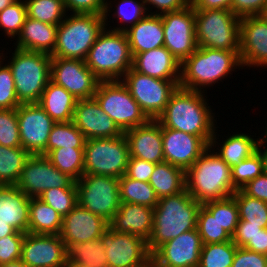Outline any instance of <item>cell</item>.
<instances>
[{
    "label": "cell",
    "mask_w": 267,
    "mask_h": 267,
    "mask_svg": "<svg viewBox=\"0 0 267 267\" xmlns=\"http://www.w3.org/2000/svg\"><path fill=\"white\" fill-rule=\"evenodd\" d=\"M243 248L267 256V228L260 230V233H258L252 240H249Z\"/></svg>",
    "instance_id": "cell-59"
},
{
    "label": "cell",
    "mask_w": 267,
    "mask_h": 267,
    "mask_svg": "<svg viewBox=\"0 0 267 267\" xmlns=\"http://www.w3.org/2000/svg\"><path fill=\"white\" fill-rule=\"evenodd\" d=\"M67 260L93 267H108L104 237L71 244L67 248Z\"/></svg>",
    "instance_id": "cell-34"
},
{
    "label": "cell",
    "mask_w": 267,
    "mask_h": 267,
    "mask_svg": "<svg viewBox=\"0 0 267 267\" xmlns=\"http://www.w3.org/2000/svg\"><path fill=\"white\" fill-rule=\"evenodd\" d=\"M201 205L186 189L179 194L159 198L154 208L153 230L147 241L150 254L167 241L196 229Z\"/></svg>",
    "instance_id": "cell-2"
},
{
    "label": "cell",
    "mask_w": 267,
    "mask_h": 267,
    "mask_svg": "<svg viewBox=\"0 0 267 267\" xmlns=\"http://www.w3.org/2000/svg\"><path fill=\"white\" fill-rule=\"evenodd\" d=\"M21 261L28 267H64L67 248L60 235L25 233Z\"/></svg>",
    "instance_id": "cell-19"
},
{
    "label": "cell",
    "mask_w": 267,
    "mask_h": 267,
    "mask_svg": "<svg viewBox=\"0 0 267 267\" xmlns=\"http://www.w3.org/2000/svg\"><path fill=\"white\" fill-rule=\"evenodd\" d=\"M17 0H0V12L3 11L7 6L12 5Z\"/></svg>",
    "instance_id": "cell-63"
},
{
    "label": "cell",
    "mask_w": 267,
    "mask_h": 267,
    "mask_svg": "<svg viewBox=\"0 0 267 267\" xmlns=\"http://www.w3.org/2000/svg\"><path fill=\"white\" fill-rule=\"evenodd\" d=\"M237 247L232 240L203 244L198 267H231Z\"/></svg>",
    "instance_id": "cell-40"
},
{
    "label": "cell",
    "mask_w": 267,
    "mask_h": 267,
    "mask_svg": "<svg viewBox=\"0 0 267 267\" xmlns=\"http://www.w3.org/2000/svg\"><path fill=\"white\" fill-rule=\"evenodd\" d=\"M109 227L108 221L77 204L63 217L60 237L66 248L71 244L98 240Z\"/></svg>",
    "instance_id": "cell-22"
},
{
    "label": "cell",
    "mask_w": 267,
    "mask_h": 267,
    "mask_svg": "<svg viewBox=\"0 0 267 267\" xmlns=\"http://www.w3.org/2000/svg\"><path fill=\"white\" fill-rule=\"evenodd\" d=\"M238 206L239 220L267 228V203L236 190L232 195Z\"/></svg>",
    "instance_id": "cell-41"
},
{
    "label": "cell",
    "mask_w": 267,
    "mask_h": 267,
    "mask_svg": "<svg viewBox=\"0 0 267 267\" xmlns=\"http://www.w3.org/2000/svg\"><path fill=\"white\" fill-rule=\"evenodd\" d=\"M231 267H267V256L237 247Z\"/></svg>",
    "instance_id": "cell-52"
},
{
    "label": "cell",
    "mask_w": 267,
    "mask_h": 267,
    "mask_svg": "<svg viewBox=\"0 0 267 267\" xmlns=\"http://www.w3.org/2000/svg\"><path fill=\"white\" fill-rule=\"evenodd\" d=\"M105 28L103 15L71 14L58 25L52 58L84 60L90 48Z\"/></svg>",
    "instance_id": "cell-6"
},
{
    "label": "cell",
    "mask_w": 267,
    "mask_h": 267,
    "mask_svg": "<svg viewBox=\"0 0 267 267\" xmlns=\"http://www.w3.org/2000/svg\"><path fill=\"white\" fill-rule=\"evenodd\" d=\"M148 183L158 198L176 195L186 189L185 171L168 162L155 164Z\"/></svg>",
    "instance_id": "cell-32"
},
{
    "label": "cell",
    "mask_w": 267,
    "mask_h": 267,
    "mask_svg": "<svg viewBox=\"0 0 267 267\" xmlns=\"http://www.w3.org/2000/svg\"><path fill=\"white\" fill-rule=\"evenodd\" d=\"M85 136L74 125L73 121L55 123L49 135L46 155L54 149L62 147L84 148Z\"/></svg>",
    "instance_id": "cell-39"
},
{
    "label": "cell",
    "mask_w": 267,
    "mask_h": 267,
    "mask_svg": "<svg viewBox=\"0 0 267 267\" xmlns=\"http://www.w3.org/2000/svg\"><path fill=\"white\" fill-rule=\"evenodd\" d=\"M0 145L22 146L16 109H0Z\"/></svg>",
    "instance_id": "cell-49"
},
{
    "label": "cell",
    "mask_w": 267,
    "mask_h": 267,
    "mask_svg": "<svg viewBox=\"0 0 267 267\" xmlns=\"http://www.w3.org/2000/svg\"><path fill=\"white\" fill-rule=\"evenodd\" d=\"M240 190L249 197L267 203V173L263 172L261 175L248 182Z\"/></svg>",
    "instance_id": "cell-57"
},
{
    "label": "cell",
    "mask_w": 267,
    "mask_h": 267,
    "mask_svg": "<svg viewBox=\"0 0 267 267\" xmlns=\"http://www.w3.org/2000/svg\"><path fill=\"white\" fill-rule=\"evenodd\" d=\"M76 188L78 204L108 222L120 207L119 178L83 174Z\"/></svg>",
    "instance_id": "cell-12"
},
{
    "label": "cell",
    "mask_w": 267,
    "mask_h": 267,
    "mask_svg": "<svg viewBox=\"0 0 267 267\" xmlns=\"http://www.w3.org/2000/svg\"><path fill=\"white\" fill-rule=\"evenodd\" d=\"M202 245L197 228L182 233L151 254V267H198Z\"/></svg>",
    "instance_id": "cell-18"
},
{
    "label": "cell",
    "mask_w": 267,
    "mask_h": 267,
    "mask_svg": "<svg viewBox=\"0 0 267 267\" xmlns=\"http://www.w3.org/2000/svg\"><path fill=\"white\" fill-rule=\"evenodd\" d=\"M58 25L47 24L27 17L15 43L17 49L52 55Z\"/></svg>",
    "instance_id": "cell-28"
},
{
    "label": "cell",
    "mask_w": 267,
    "mask_h": 267,
    "mask_svg": "<svg viewBox=\"0 0 267 267\" xmlns=\"http://www.w3.org/2000/svg\"><path fill=\"white\" fill-rule=\"evenodd\" d=\"M121 81L150 120H156L163 113L180 83V80L150 77L133 68L122 77Z\"/></svg>",
    "instance_id": "cell-11"
},
{
    "label": "cell",
    "mask_w": 267,
    "mask_h": 267,
    "mask_svg": "<svg viewBox=\"0 0 267 267\" xmlns=\"http://www.w3.org/2000/svg\"><path fill=\"white\" fill-rule=\"evenodd\" d=\"M26 18L25 1L17 0L0 12V27L8 38H14L20 34Z\"/></svg>",
    "instance_id": "cell-47"
},
{
    "label": "cell",
    "mask_w": 267,
    "mask_h": 267,
    "mask_svg": "<svg viewBox=\"0 0 267 267\" xmlns=\"http://www.w3.org/2000/svg\"><path fill=\"white\" fill-rule=\"evenodd\" d=\"M217 130L215 129L214 135L211 139L210 147L214 151H217V155L225 161L230 167L238 165L244 159L250 157L253 153L257 151V146L259 139L252 138V135L244 133H233L228 136L225 141L222 140L220 144L218 143ZM217 143V144H216ZM219 144V145H218ZM218 148L215 149V147ZM220 146V147H219ZM214 147V148H213ZM220 148V149H219Z\"/></svg>",
    "instance_id": "cell-31"
},
{
    "label": "cell",
    "mask_w": 267,
    "mask_h": 267,
    "mask_svg": "<svg viewBox=\"0 0 267 267\" xmlns=\"http://www.w3.org/2000/svg\"><path fill=\"white\" fill-rule=\"evenodd\" d=\"M7 61L10 67L17 99L20 103H38L50 81L51 55L15 48Z\"/></svg>",
    "instance_id": "cell-7"
},
{
    "label": "cell",
    "mask_w": 267,
    "mask_h": 267,
    "mask_svg": "<svg viewBox=\"0 0 267 267\" xmlns=\"http://www.w3.org/2000/svg\"><path fill=\"white\" fill-rule=\"evenodd\" d=\"M50 81L64 87L77 100L93 98L101 81L84 60L52 58Z\"/></svg>",
    "instance_id": "cell-15"
},
{
    "label": "cell",
    "mask_w": 267,
    "mask_h": 267,
    "mask_svg": "<svg viewBox=\"0 0 267 267\" xmlns=\"http://www.w3.org/2000/svg\"><path fill=\"white\" fill-rule=\"evenodd\" d=\"M263 228L260 225L249 224L248 221L239 220L231 240L238 246L244 247L249 240H252Z\"/></svg>",
    "instance_id": "cell-55"
},
{
    "label": "cell",
    "mask_w": 267,
    "mask_h": 267,
    "mask_svg": "<svg viewBox=\"0 0 267 267\" xmlns=\"http://www.w3.org/2000/svg\"><path fill=\"white\" fill-rule=\"evenodd\" d=\"M261 146L265 147L266 149L263 147L261 148ZM261 149H263V151ZM257 151L260 153V156H261L262 161H263V171H264V173H267V146H266V144L258 143Z\"/></svg>",
    "instance_id": "cell-61"
},
{
    "label": "cell",
    "mask_w": 267,
    "mask_h": 267,
    "mask_svg": "<svg viewBox=\"0 0 267 267\" xmlns=\"http://www.w3.org/2000/svg\"><path fill=\"white\" fill-rule=\"evenodd\" d=\"M30 198L16 185H0V220L27 233Z\"/></svg>",
    "instance_id": "cell-27"
},
{
    "label": "cell",
    "mask_w": 267,
    "mask_h": 267,
    "mask_svg": "<svg viewBox=\"0 0 267 267\" xmlns=\"http://www.w3.org/2000/svg\"><path fill=\"white\" fill-rule=\"evenodd\" d=\"M205 93L178 87L156 120L163 127L202 137L210 144L217 127Z\"/></svg>",
    "instance_id": "cell-1"
},
{
    "label": "cell",
    "mask_w": 267,
    "mask_h": 267,
    "mask_svg": "<svg viewBox=\"0 0 267 267\" xmlns=\"http://www.w3.org/2000/svg\"><path fill=\"white\" fill-rule=\"evenodd\" d=\"M24 237L25 233L16 231L14 234L0 238V264L21 259Z\"/></svg>",
    "instance_id": "cell-51"
},
{
    "label": "cell",
    "mask_w": 267,
    "mask_h": 267,
    "mask_svg": "<svg viewBox=\"0 0 267 267\" xmlns=\"http://www.w3.org/2000/svg\"><path fill=\"white\" fill-rule=\"evenodd\" d=\"M17 188L29 198H38L50 188L76 187V182L57 169L45 155H31L23 167Z\"/></svg>",
    "instance_id": "cell-13"
},
{
    "label": "cell",
    "mask_w": 267,
    "mask_h": 267,
    "mask_svg": "<svg viewBox=\"0 0 267 267\" xmlns=\"http://www.w3.org/2000/svg\"><path fill=\"white\" fill-rule=\"evenodd\" d=\"M103 237L108 267H151V254L142 237L109 227Z\"/></svg>",
    "instance_id": "cell-17"
},
{
    "label": "cell",
    "mask_w": 267,
    "mask_h": 267,
    "mask_svg": "<svg viewBox=\"0 0 267 267\" xmlns=\"http://www.w3.org/2000/svg\"><path fill=\"white\" fill-rule=\"evenodd\" d=\"M266 126H267V124H266ZM265 135H264V137H260L259 138V143H265V144H267V127H266V130H265V133H264Z\"/></svg>",
    "instance_id": "cell-65"
},
{
    "label": "cell",
    "mask_w": 267,
    "mask_h": 267,
    "mask_svg": "<svg viewBox=\"0 0 267 267\" xmlns=\"http://www.w3.org/2000/svg\"><path fill=\"white\" fill-rule=\"evenodd\" d=\"M132 68L141 74L162 80L181 78V63L165 46L134 55Z\"/></svg>",
    "instance_id": "cell-26"
},
{
    "label": "cell",
    "mask_w": 267,
    "mask_h": 267,
    "mask_svg": "<svg viewBox=\"0 0 267 267\" xmlns=\"http://www.w3.org/2000/svg\"><path fill=\"white\" fill-rule=\"evenodd\" d=\"M17 119L22 147L31 155H45L53 125L56 123L38 103H21Z\"/></svg>",
    "instance_id": "cell-16"
},
{
    "label": "cell",
    "mask_w": 267,
    "mask_h": 267,
    "mask_svg": "<svg viewBox=\"0 0 267 267\" xmlns=\"http://www.w3.org/2000/svg\"><path fill=\"white\" fill-rule=\"evenodd\" d=\"M63 217L39 198H30L28 233L60 235Z\"/></svg>",
    "instance_id": "cell-33"
},
{
    "label": "cell",
    "mask_w": 267,
    "mask_h": 267,
    "mask_svg": "<svg viewBox=\"0 0 267 267\" xmlns=\"http://www.w3.org/2000/svg\"><path fill=\"white\" fill-rule=\"evenodd\" d=\"M30 156L22 146L0 145V185H15Z\"/></svg>",
    "instance_id": "cell-35"
},
{
    "label": "cell",
    "mask_w": 267,
    "mask_h": 267,
    "mask_svg": "<svg viewBox=\"0 0 267 267\" xmlns=\"http://www.w3.org/2000/svg\"><path fill=\"white\" fill-rule=\"evenodd\" d=\"M27 17L59 25L66 17L64 0H25Z\"/></svg>",
    "instance_id": "cell-38"
},
{
    "label": "cell",
    "mask_w": 267,
    "mask_h": 267,
    "mask_svg": "<svg viewBox=\"0 0 267 267\" xmlns=\"http://www.w3.org/2000/svg\"><path fill=\"white\" fill-rule=\"evenodd\" d=\"M77 99L64 87L49 81L38 104L56 122L73 121Z\"/></svg>",
    "instance_id": "cell-30"
},
{
    "label": "cell",
    "mask_w": 267,
    "mask_h": 267,
    "mask_svg": "<svg viewBox=\"0 0 267 267\" xmlns=\"http://www.w3.org/2000/svg\"><path fill=\"white\" fill-rule=\"evenodd\" d=\"M3 54L0 53V109H16L21 103L17 99L12 71L7 63L3 64Z\"/></svg>",
    "instance_id": "cell-48"
},
{
    "label": "cell",
    "mask_w": 267,
    "mask_h": 267,
    "mask_svg": "<svg viewBox=\"0 0 267 267\" xmlns=\"http://www.w3.org/2000/svg\"><path fill=\"white\" fill-rule=\"evenodd\" d=\"M242 69L239 51L197 47L195 52L181 63L179 87L204 92L205 87L232 74L235 69Z\"/></svg>",
    "instance_id": "cell-3"
},
{
    "label": "cell",
    "mask_w": 267,
    "mask_h": 267,
    "mask_svg": "<svg viewBox=\"0 0 267 267\" xmlns=\"http://www.w3.org/2000/svg\"><path fill=\"white\" fill-rule=\"evenodd\" d=\"M86 66L101 80H121L132 68L133 56L125 32L104 28L85 59Z\"/></svg>",
    "instance_id": "cell-5"
},
{
    "label": "cell",
    "mask_w": 267,
    "mask_h": 267,
    "mask_svg": "<svg viewBox=\"0 0 267 267\" xmlns=\"http://www.w3.org/2000/svg\"><path fill=\"white\" fill-rule=\"evenodd\" d=\"M132 56L164 46V29L161 15L148 14L125 31Z\"/></svg>",
    "instance_id": "cell-29"
},
{
    "label": "cell",
    "mask_w": 267,
    "mask_h": 267,
    "mask_svg": "<svg viewBox=\"0 0 267 267\" xmlns=\"http://www.w3.org/2000/svg\"><path fill=\"white\" fill-rule=\"evenodd\" d=\"M120 201L155 208L159 198L148 182L131 179L126 175L119 178Z\"/></svg>",
    "instance_id": "cell-36"
},
{
    "label": "cell",
    "mask_w": 267,
    "mask_h": 267,
    "mask_svg": "<svg viewBox=\"0 0 267 267\" xmlns=\"http://www.w3.org/2000/svg\"><path fill=\"white\" fill-rule=\"evenodd\" d=\"M149 13L152 8H157L151 15H161L167 12L178 11L191 5V0H143ZM148 5H152V8ZM148 6V7H147ZM151 8V9H150ZM159 10V11H158Z\"/></svg>",
    "instance_id": "cell-56"
},
{
    "label": "cell",
    "mask_w": 267,
    "mask_h": 267,
    "mask_svg": "<svg viewBox=\"0 0 267 267\" xmlns=\"http://www.w3.org/2000/svg\"><path fill=\"white\" fill-rule=\"evenodd\" d=\"M130 158L129 145L123 134L113 138L88 139L84 146V174L121 178Z\"/></svg>",
    "instance_id": "cell-9"
},
{
    "label": "cell",
    "mask_w": 267,
    "mask_h": 267,
    "mask_svg": "<svg viewBox=\"0 0 267 267\" xmlns=\"http://www.w3.org/2000/svg\"><path fill=\"white\" fill-rule=\"evenodd\" d=\"M232 2L233 0H191V5L194 10H231Z\"/></svg>",
    "instance_id": "cell-58"
},
{
    "label": "cell",
    "mask_w": 267,
    "mask_h": 267,
    "mask_svg": "<svg viewBox=\"0 0 267 267\" xmlns=\"http://www.w3.org/2000/svg\"><path fill=\"white\" fill-rule=\"evenodd\" d=\"M209 146L185 172L187 192L200 204L234 194L231 167Z\"/></svg>",
    "instance_id": "cell-4"
},
{
    "label": "cell",
    "mask_w": 267,
    "mask_h": 267,
    "mask_svg": "<svg viewBox=\"0 0 267 267\" xmlns=\"http://www.w3.org/2000/svg\"><path fill=\"white\" fill-rule=\"evenodd\" d=\"M16 231L17 230L13 226L0 220V238L14 234Z\"/></svg>",
    "instance_id": "cell-60"
},
{
    "label": "cell",
    "mask_w": 267,
    "mask_h": 267,
    "mask_svg": "<svg viewBox=\"0 0 267 267\" xmlns=\"http://www.w3.org/2000/svg\"><path fill=\"white\" fill-rule=\"evenodd\" d=\"M64 267H93V266H88L84 264H78V263H72L67 260L66 265Z\"/></svg>",
    "instance_id": "cell-64"
},
{
    "label": "cell",
    "mask_w": 267,
    "mask_h": 267,
    "mask_svg": "<svg viewBox=\"0 0 267 267\" xmlns=\"http://www.w3.org/2000/svg\"><path fill=\"white\" fill-rule=\"evenodd\" d=\"M155 163L130 157L127 165L126 176L142 182H149L154 171Z\"/></svg>",
    "instance_id": "cell-53"
},
{
    "label": "cell",
    "mask_w": 267,
    "mask_h": 267,
    "mask_svg": "<svg viewBox=\"0 0 267 267\" xmlns=\"http://www.w3.org/2000/svg\"><path fill=\"white\" fill-rule=\"evenodd\" d=\"M239 58L243 67H267V19L262 15L240 18Z\"/></svg>",
    "instance_id": "cell-20"
},
{
    "label": "cell",
    "mask_w": 267,
    "mask_h": 267,
    "mask_svg": "<svg viewBox=\"0 0 267 267\" xmlns=\"http://www.w3.org/2000/svg\"><path fill=\"white\" fill-rule=\"evenodd\" d=\"M116 4L117 6L114 9L117 11L115 10L113 16H116L115 19H117V21L119 20L121 24L120 26L117 25L118 27H113L114 29L112 28L110 30L125 32L129 29V27L136 25L140 20L148 15L147 8L143 0H140V2L137 0H120V2ZM122 23L124 26L121 27V25H123Z\"/></svg>",
    "instance_id": "cell-44"
},
{
    "label": "cell",
    "mask_w": 267,
    "mask_h": 267,
    "mask_svg": "<svg viewBox=\"0 0 267 267\" xmlns=\"http://www.w3.org/2000/svg\"><path fill=\"white\" fill-rule=\"evenodd\" d=\"M38 198L54 208L62 217L78 204L76 187L50 188Z\"/></svg>",
    "instance_id": "cell-45"
},
{
    "label": "cell",
    "mask_w": 267,
    "mask_h": 267,
    "mask_svg": "<svg viewBox=\"0 0 267 267\" xmlns=\"http://www.w3.org/2000/svg\"><path fill=\"white\" fill-rule=\"evenodd\" d=\"M129 145L130 157L159 164L165 162L162 145V125L157 120L124 132Z\"/></svg>",
    "instance_id": "cell-24"
},
{
    "label": "cell",
    "mask_w": 267,
    "mask_h": 267,
    "mask_svg": "<svg viewBox=\"0 0 267 267\" xmlns=\"http://www.w3.org/2000/svg\"><path fill=\"white\" fill-rule=\"evenodd\" d=\"M262 16L267 19V4H266L265 10H264Z\"/></svg>",
    "instance_id": "cell-66"
},
{
    "label": "cell",
    "mask_w": 267,
    "mask_h": 267,
    "mask_svg": "<svg viewBox=\"0 0 267 267\" xmlns=\"http://www.w3.org/2000/svg\"><path fill=\"white\" fill-rule=\"evenodd\" d=\"M196 228L202 244L231 241V235L203 205H201L198 212Z\"/></svg>",
    "instance_id": "cell-43"
},
{
    "label": "cell",
    "mask_w": 267,
    "mask_h": 267,
    "mask_svg": "<svg viewBox=\"0 0 267 267\" xmlns=\"http://www.w3.org/2000/svg\"><path fill=\"white\" fill-rule=\"evenodd\" d=\"M194 13L198 47L240 50V17L232 10H194Z\"/></svg>",
    "instance_id": "cell-8"
},
{
    "label": "cell",
    "mask_w": 267,
    "mask_h": 267,
    "mask_svg": "<svg viewBox=\"0 0 267 267\" xmlns=\"http://www.w3.org/2000/svg\"><path fill=\"white\" fill-rule=\"evenodd\" d=\"M0 267H28L26 264H24L21 259L9 262V263H4L0 264Z\"/></svg>",
    "instance_id": "cell-62"
},
{
    "label": "cell",
    "mask_w": 267,
    "mask_h": 267,
    "mask_svg": "<svg viewBox=\"0 0 267 267\" xmlns=\"http://www.w3.org/2000/svg\"><path fill=\"white\" fill-rule=\"evenodd\" d=\"M73 123L82 132L86 140L113 138L124 134L101 109L94 97L77 100Z\"/></svg>",
    "instance_id": "cell-23"
},
{
    "label": "cell",
    "mask_w": 267,
    "mask_h": 267,
    "mask_svg": "<svg viewBox=\"0 0 267 267\" xmlns=\"http://www.w3.org/2000/svg\"><path fill=\"white\" fill-rule=\"evenodd\" d=\"M232 236L239 221L238 206L233 196L202 204Z\"/></svg>",
    "instance_id": "cell-42"
},
{
    "label": "cell",
    "mask_w": 267,
    "mask_h": 267,
    "mask_svg": "<svg viewBox=\"0 0 267 267\" xmlns=\"http://www.w3.org/2000/svg\"><path fill=\"white\" fill-rule=\"evenodd\" d=\"M263 161L260 153L256 151L250 157L231 167V177L234 191L240 190L248 182L263 173Z\"/></svg>",
    "instance_id": "cell-46"
},
{
    "label": "cell",
    "mask_w": 267,
    "mask_h": 267,
    "mask_svg": "<svg viewBox=\"0 0 267 267\" xmlns=\"http://www.w3.org/2000/svg\"><path fill=\"white\" fill-rule=\"evenodd\" d=\"M164 46L182 63L197 49L195 13L192 5L178 11L161 14Z\"/></svg>",
    "instance_id": "cell-14"
},
{
    "label": "cell",
    "mask_w": 267,
    "mask_h": 267,
    "mask_svg": "<svg viewBox=\"0 0 267 267\" xmlns=\"http://www.w3.org/2000/svg\"><path fill=\"white\" fill-rule=\"evenodd\" d=\"M162 145L165 162L185 172L210 146L202 137L162 126Z\"/></svg>",
    "instance_id": "cell-21"
},
{
    "label": "cell",
    "mask_w": 267,
    "mask_h": 267,
    "mask_svg": "<svg viewBox=\"0 0 267 267\" xmlns=\"http://www.w3.org/2000/svg\"><path fill=\"white\" fill-rule=\"evenodd\" d=\"M66 11H71L70 14H96L103 15L105 20V28H108V17L112 12L110 1L106 0H64ZM111 8V9H110ZM109 12V13H108ZM107 23V24H106Z\"/></svg>",
    "instance_id": "cell-50"
},
{
    "label": "cell",
    "mask_w": 267,
    "mask_h": 267,
    "mask_svg": "<svg viewBox=\"0 0 267 267\" xmlns=\"http://www.w3.org/2000/svg\"><path fill=\"white\" fill-rule=\"evenodd\" d=\"M267 0H233L231 10L238 17L262 15Z\"/></svg>",
    "instance_id": "cell-54"
},
{
    "label": "cell",
    "mask_w": 267,
    "mask_h": 267,
    "mask_svg": "<svg viewBox=\"0 0 267 267\" xmlns=\"http://www.w3.org/2000/svg\"><path fill=\"white\" fill-rule=\"evenodd\" d=\"M94 98L123 132L150 120L121 80L100 81Z\"/></svg>",
    "instance_id": "cell-10"
},
{
    "label": "cell",
    "mask_w": 267,
    "mask_h": 267,
    "mask_svg": "<svg viewBox=\"0 0 267 267\" xmlns=\"http://www.w3.org/2000/svg\"><path fill=\"white\" fill-rule=\"evenodd\" d=\"M153 218V208L121 202L118 211L108 223L113 231L134 234L148 241L153 230Z\"/></svg>",
    "instance_id": "cell-25"
},
{
    "label": "cell",
    "mask_w": 267,
    "mask_h": 267,
    "mask_svg": "<svg viewBox=\"0 0 267 267\" xmlns=\"http://www.w3.org/2000/svg\"><path fill=\"white\" fill-rule=\"evenodd\" d=\"M46 157L75 182L84 174V148L62 147L51 150Z\"/></svg>",
    "instance_id": "cell-37"
}]
</instances>
